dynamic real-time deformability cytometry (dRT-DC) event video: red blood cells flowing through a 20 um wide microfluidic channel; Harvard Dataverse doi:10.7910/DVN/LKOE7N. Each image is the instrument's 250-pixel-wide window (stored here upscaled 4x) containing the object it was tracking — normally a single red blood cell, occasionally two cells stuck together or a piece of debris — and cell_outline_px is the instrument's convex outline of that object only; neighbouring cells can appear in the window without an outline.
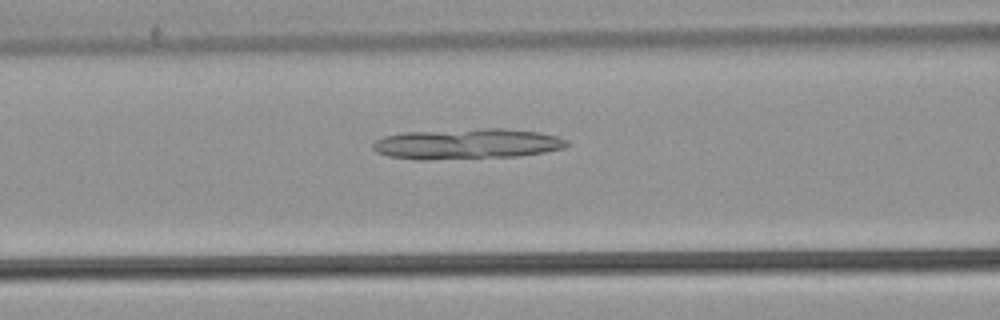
{"species": "common noctule bat (a hibernating species)", "species_latin": "Nyctalus noctula", "temperature_condition": "warm", "stored_images_in_passage": 44, "camera_frame_rate_fps": 3000, "um_per_image_px": 0.085, "animal": {"sex": "male", "body_mass_g": 21.5, "forearm_length_mm": 52.0}, "frame": {"image": 1, "passage_image": 13, "time_ms": 4.0, "image_size_px": [1000, 320], "cell_outline_px": [[568, 144], [564, 148], [544, 152], [520, 156], [424, 160], [416, 160], [388, 156], [376, 152], [372, 148], [372, 144], [376, 140], [384, 136], [404, 132], [480, 128], [504, 128], [540, 132], [556, 136], [568, 140]], "centroid_in_image_um": [39.68, 12.23], "position_along_channel_um": 126.9, "area_um2": 34.8}}
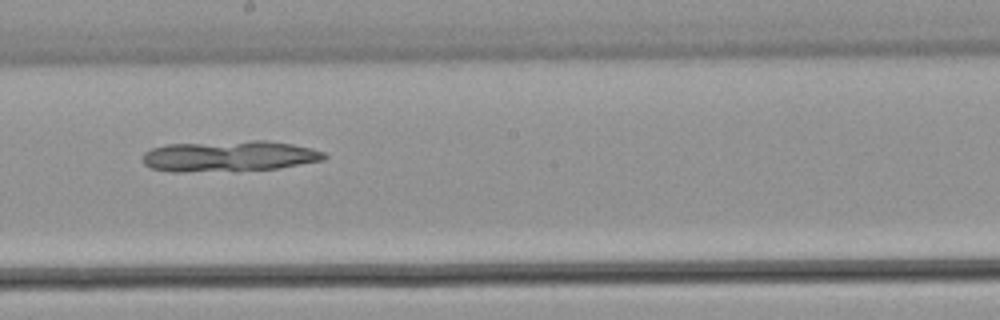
{"frame": {"image": 2, "passage_image": 21, "time_ms": 6.667, "image_size_px": [1000, 320], "cell_outline_px": [[328, 156], [324, 160], [276, 168], [240, 172], [172, 172], [152, 168], [144, 164], [144, 152], [152, 148], [168, 144], [252, 140], [268, 140], [292, 144], [312, 148], [324, 152]], "centroid_in_image_um": [19.51, 13.29], "position_along_channel_um": 228.7, "area_um2": 33.23}}
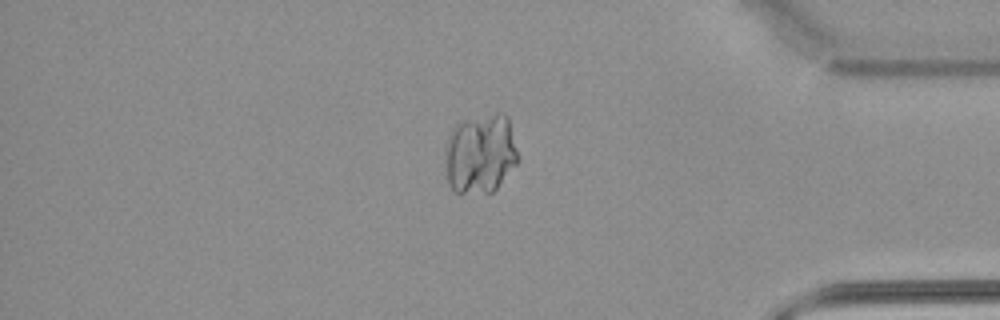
{"frame": {"image": 3, "passage_image": 36, "time_ms": 11.667, "image_size_px": [1000, 320], "cell_outline_px": [[516, 164], [496, 188], [492, 192], [456, 192], [448, 184], [444, 152], [444, 148], [448, 136], [452, 128], [456, 124], [464, 120], [496, 112], [504, 112], [508, 116], [516, 148]], "centroid_in_image_um": [40.8, 13.02], "position_along_channel_um": 394.4, "area_um2": 33.76}}